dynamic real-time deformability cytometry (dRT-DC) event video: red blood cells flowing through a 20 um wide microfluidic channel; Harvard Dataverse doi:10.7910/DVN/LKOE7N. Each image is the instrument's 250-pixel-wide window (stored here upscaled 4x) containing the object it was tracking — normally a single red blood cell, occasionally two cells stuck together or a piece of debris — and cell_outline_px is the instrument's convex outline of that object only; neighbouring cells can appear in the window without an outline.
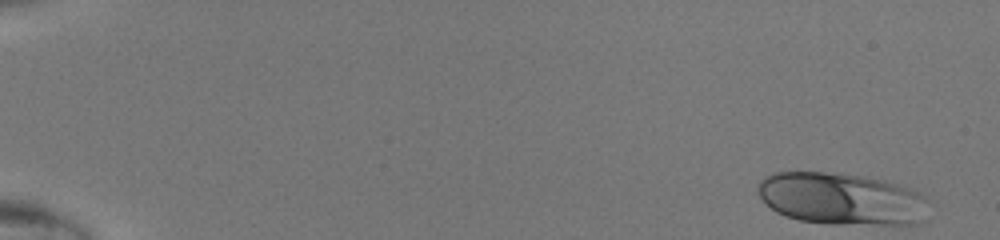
{"species": "human", "species_latin": "Homo sapiens", "temperature_condition": "room temperature", "stored_images_in_passage": 46, "camera_frame_rate_fps": 3000, "um_per_image_px": 0.085, "donor": {"sex": "male"}, "frame": {"image": 1, "passage_image": 1, "time_ms": 0.0, "image_size_px": [1000, 240], "cell_outline_px": [[924, 196], [908, 224], [884, 224], [800, 220], [776, 212], [760, 196], [760, 180], [776, 172], [824, 172], [864, 176], [884, 180], [908, 188]], "centroid_in_image_um": [71.32, 16.83], "position_along_channel_um": 13.7, "area_um2": 48.78}}
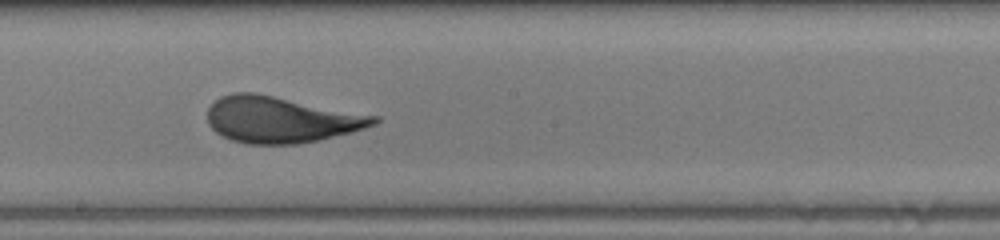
{"frame": {"image": 2, "passage_image": 27, "time_ms": 8.667, "image_size_px": [1000, 240], "cell_outline_px": [[380, 120], [376, 124], [348, 132], [316, 140], [296, 144], [248, 144], [232, 140], [216, 132], [208, 124], [208, 108], [220, 96], [232, 92], [256, 92], [380, 116]], "centroid_in_image_um": [23.85, 10.14], "position_along_channel_um": 224.3, "area_um2": 44.74}}
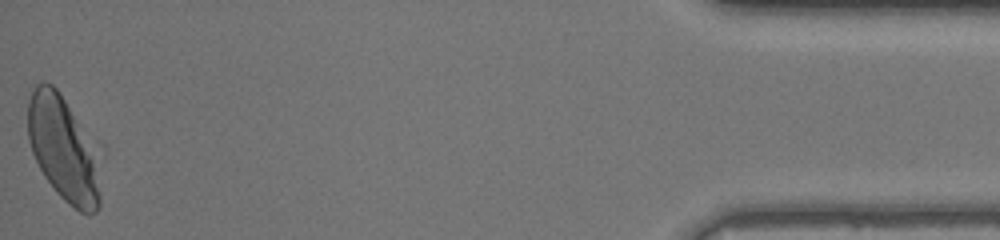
{"frame": {"image": 3, "passage_image": 46, "time_ms": 15.0, "image_size_px": [1000, 240], "cell_outline_px": [[100, 208], [96, 212], [88, 216], [80, 212], [68, 204], [56, 192], [44, 176], [32, 152], [28, 140], [28, 100], [32, 88], [36, 84], [44, 80], [52, 84], [60, 92], [72, 116], [92, 164], [100, 196]], "centroid_in_image_um": [5.2, 12.69], "position_along_channel_um": 430.0, "area_um2": 40.98}}